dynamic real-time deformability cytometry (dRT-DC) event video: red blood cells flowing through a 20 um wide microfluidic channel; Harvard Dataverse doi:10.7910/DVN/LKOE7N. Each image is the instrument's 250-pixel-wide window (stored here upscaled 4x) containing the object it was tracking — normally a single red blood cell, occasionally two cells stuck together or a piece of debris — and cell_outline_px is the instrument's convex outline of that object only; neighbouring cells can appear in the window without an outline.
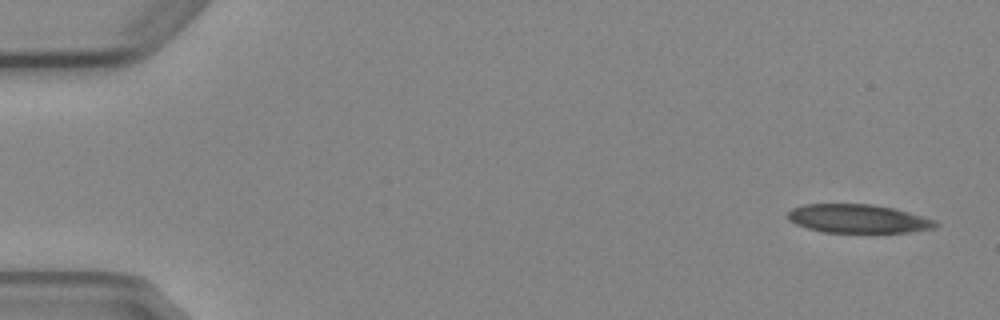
{"species": "Egyptian fruit bat (a non-hibernating species)", "species_latin": "Rousettus aegyptiacus", "temperature_condition": "cold", "stored_images_in_passage": 6, "camera_frame_rate_fps": 3000, "um_per_image_px": 0.085, "animal": {"sex": "female"}, "frame": {"image": 1, "passage_image": 1, "time_ms": 0.0, "image_size_px": [1000, 320], "cell_outline_px": [[940, 224], [936, 228], [908, 232], [824, 232], [808, 228], [796, 224], [788, 220], [788, 212], [792, 208], [804, 204], [872, 204], [896, 208], [936, 220]], "centroid_in_image_um": [72.97, 18.58], "position_along_channel_um": 12.0, "area_um2": 24.74}}
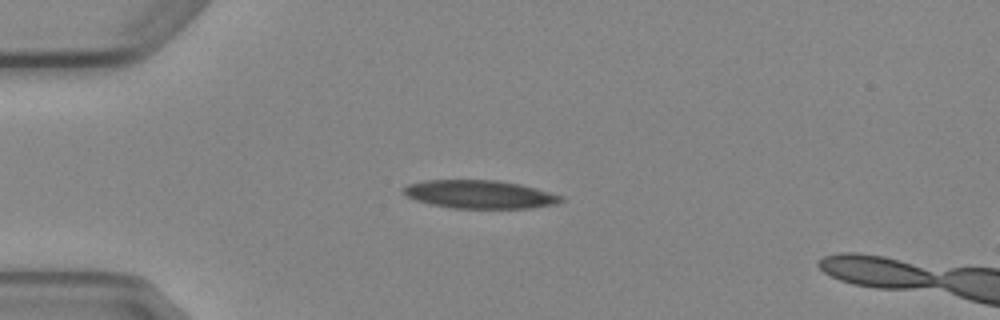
{"frame": {"image": 2, "passage_image": 4, "time_ms": 3.667, "image_size_px": [1000, 320], "cell_outline_px": [[564, 200], [556, 204], [532, 208], [452, 208], [432, 204], [416, 200], [408, 196], [404, 192], [404, 188], [408, 184], [424, 180], [496, 180], [520, 184], [536, 188], [564, 196]], "centroid_in_image_um": [40.83, 16.52], "position_along_channel_um": 44.2, "area_um2": 25.84}}
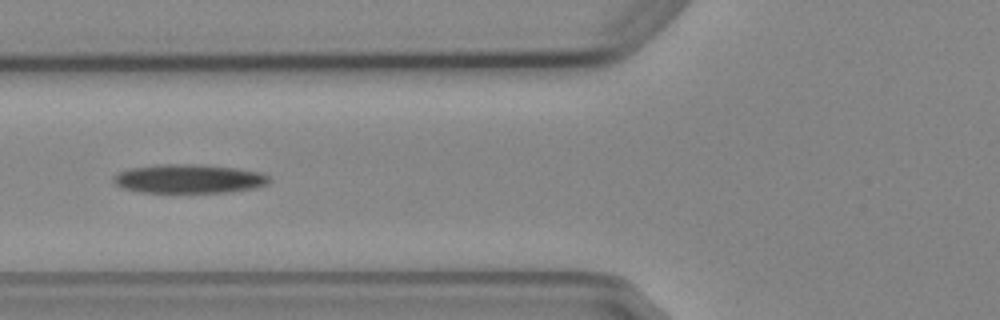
{"frame": {"image": 3, "passage_image": 6, "time_ms": 6.0, "image_size_px": [1000, 320], "cell_outline_px": [[272, 180], [268, 184], [256, 188], [224, 192], [140, 192], [120, 188], [112, 180], [112, 176], [120, 172], [132, 168], [156, 164], [196, 164], [236, 168], [260, 172], [268, 176]], "centroid_in_image_um": [16.05, 15.19], "position_along_channel_um": 109.8, "area_um2": 26.3}}